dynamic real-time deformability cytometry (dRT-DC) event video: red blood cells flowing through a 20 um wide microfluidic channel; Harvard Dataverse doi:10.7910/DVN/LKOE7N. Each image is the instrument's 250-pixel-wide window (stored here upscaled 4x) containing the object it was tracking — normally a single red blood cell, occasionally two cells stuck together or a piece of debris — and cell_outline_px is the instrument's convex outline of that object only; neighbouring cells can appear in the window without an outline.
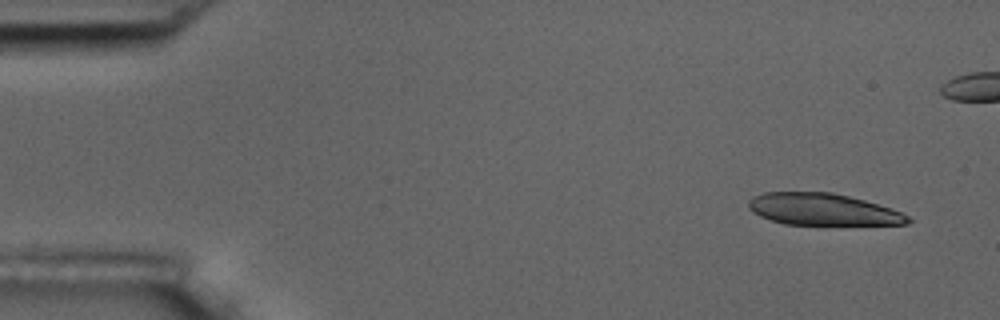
{"species": "common noctule bat (a hibernating species)", "species_latin": "Nyctalus noctula", "temperature_condition": "room temperature", "stored_images_in_passage": 7, "camera_frame_rate_fps": 3000, "um_per_image_px": 0.085, "animal": {"sex": "male", "body_mass_g": 17.5, "forearm_length_mm": 52.3}, "frame": {"image": 1, "passage_image": 1, "time_ms": 0.0, "image_size_px": [1000, 320], "cell_outline_px": [[912, 220], [908, 224], [784, 224], [760, 216], [752, 212], [748, 208], [748, 200], [752, 196], [764, 192], [832, 192], [864, 200], [892, 208], [908, 216]], "centroid_in_image_um": [69.9, 17.79], "position_along_channel_um": 15.1, "area_um2": 29.42}}